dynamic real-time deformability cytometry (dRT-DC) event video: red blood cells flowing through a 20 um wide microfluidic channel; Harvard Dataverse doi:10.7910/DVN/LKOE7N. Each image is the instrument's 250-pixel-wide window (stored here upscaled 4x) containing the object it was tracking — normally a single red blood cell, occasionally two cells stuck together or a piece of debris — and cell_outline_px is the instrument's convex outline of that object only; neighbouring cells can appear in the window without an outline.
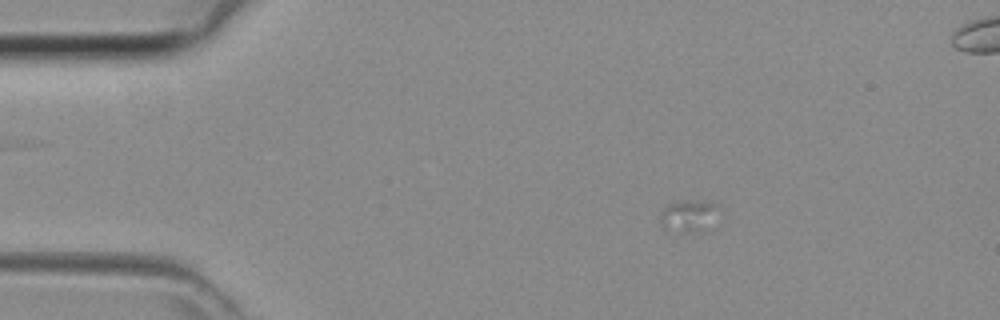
{"species": "common noctule bat (a hibernating species)", "species_latin": "Nyctalus noctula", "temperature_condition": "room temperature", "stored_images_in_passage": 19, "camera_frame_rate_fps": 3000, "um_per_image_px": 0.085, "animal": {"sex": "female", "body_mass_g": 29.2, "forearm_length_mm": 56.3}, "frame": {"image": 1, "passage_image": 9, "time_ms": 2.667, "image_size_px": [1000, 320], "cell_outline_px": [[720, 204], [704, 232], [664, 228], [660, 212], [668, 204], [676, 200], [712, 200]], "centroid_in_image_um": [58.56, 18.25], "position_along_channel_um": 26.4, "area_um2": 10.64}}